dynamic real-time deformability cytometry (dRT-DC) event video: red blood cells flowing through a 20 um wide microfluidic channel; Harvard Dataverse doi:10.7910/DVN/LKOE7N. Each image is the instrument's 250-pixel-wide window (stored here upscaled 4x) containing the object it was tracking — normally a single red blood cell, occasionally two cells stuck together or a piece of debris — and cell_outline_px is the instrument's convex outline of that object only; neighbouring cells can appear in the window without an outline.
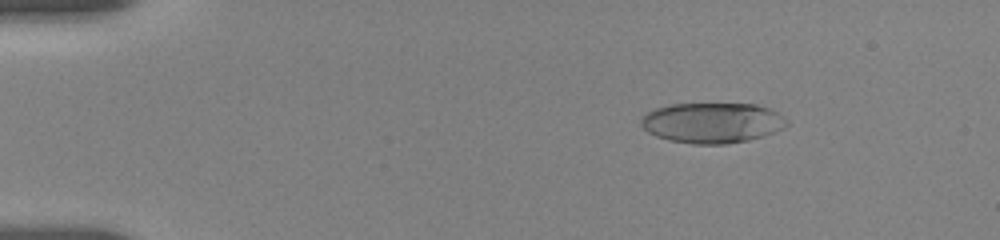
{"species": "human", "species_latin": "Homo sapiens", "temperature_condition": "room temperature", "stored_images_in_passage": 26, "camera_frame_rate_fps": 3000, "um_per_image_px": 0.085, "donor": {"sex": "female"}, "frame": {"image": 1, "passage_image": 7, "time_ms": 2.333, "image_size_px": [1000, 240], "cell_outline_px": [[788, 124], [784, 128], [776, 132], [764, 136], [748, 140], [724, 144], [692, 144], [672, 140], [656, 136], [648, 132], [640, 124], [640, 116], [656, 108], [668, 104], [756, 104], [772, 108], [784, 116], [788, 120]], "centroid_in_image_um": [60.57, 10.43], "position_along_channel_um": 24.4, "area_um2": 34.62}}
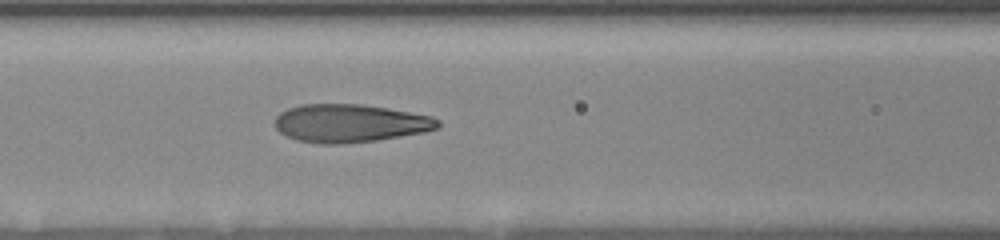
{"frame": {"image": 2, "passage_image": 19, "time_ms": 7.667, "image_size_px": [1000, 240], "cell_outline_px": [[440, 124], [436, 128], [424, 132], [376, 140], [340, 144], [320, 144], [296, 140], [284, 136], [276, 128], [276, 116], [280, 112], [288, 108], [300, 104], [364, 104], [388, 108], [432, 116], [440, 120]], "centroid_in_image_um": [29.72, 10.47], "position_along_channel_um": 136.9, "area_um2": 36.3}}
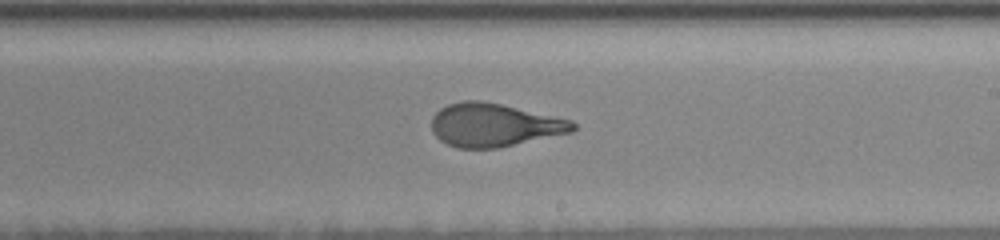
{"frame": {"image": 3, "passage_image": 26, "time_ms": 10.667, "image_size_px": [1000, 240], "cell_outline_px": [[576, 128], [572, 132], [496, 148], [456, 148], [440, 140], [432, 132], [432, 116], [440, 108], [448, 104], [460, 100], [484, 100], [572, 120], [576, 124]], "centroid_in_image_um": [41.98, 10.61], "position_along_channel_um": 247.0, "area_um2": 35.66}}